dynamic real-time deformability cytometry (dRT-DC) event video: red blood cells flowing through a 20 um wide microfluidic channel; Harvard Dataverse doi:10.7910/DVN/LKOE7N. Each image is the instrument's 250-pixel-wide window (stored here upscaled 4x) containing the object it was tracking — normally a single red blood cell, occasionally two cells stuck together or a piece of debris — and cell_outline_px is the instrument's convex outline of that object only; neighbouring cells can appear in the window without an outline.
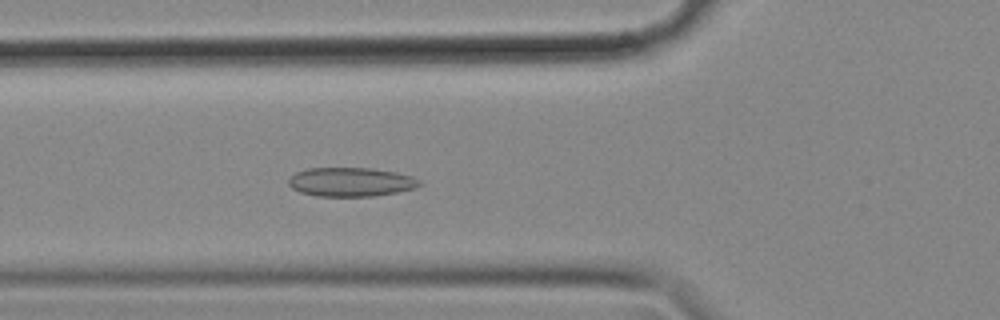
{"species": "common noctule bat (a hibernating species)", "species_latin": "Nyctalus noctula", "temperature_condition": "cold", "stored_images_in_passage": 39, "camera_frame_rate_fps": 3000, "um_per_image_px": 0.085, "animal": {"sex": "female", "body_mass_g": 18.4}, "frame": {"image": 1, "passage_image": 3, "time_ms": 0.667, "image_size_px": [1000, 320], "cell_outline_px": [[408, 188], [388, 192], [360, 196], [332, 196], [304, 192], [296, 188], [292, 184], [304, 172], [320, 168], [356, 168], [384, 172], [400, 176]], "centroid_in_image_um": [29.59, 15.48], "position_along_channel_um": 96.2, "area_um2": 18.15}}
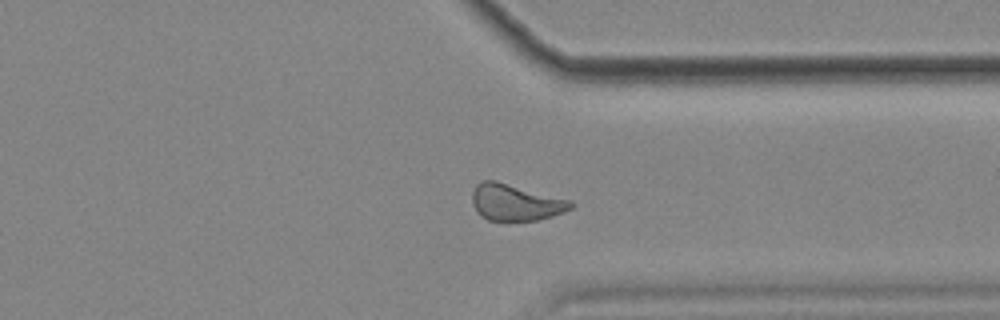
{"frame": {"image": 2, "passage_image": 26, "time_ms": 8.333, "image_size_px": [1000, 320], "cell_outline_px": [[572, 204], [568, 208], [560, 212], [548, 216], [532, 220], [492, 220], [484, 216], [476, 208], [476, 188], [480, 184], [504, 184]], "centroid_in_image_um": [43.78, 17.29], "position_along_channel_um": 367.6, "area_um2": 17.69}}
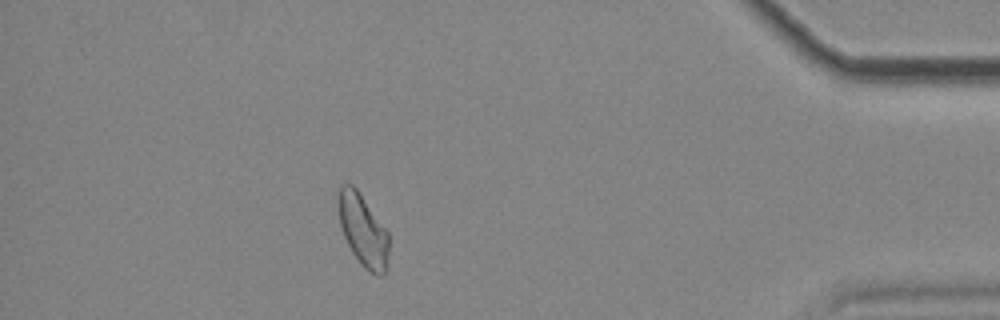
{"frame": {"image": 3, "passage_image": 33, "time_ms": 10.667, "image_size_px": [1000, 320], "cell_outline_px": [[388, 244], [384, 264], [372, 272], [356, 256], [344, 232], [340, 220], [340, 192], [352, 188], [360, 196], [388, 236]], "centroid_in_image_um": [30.84, 19.58], "position_along_channel_um": 404.4, "area_um2": 17.51}}